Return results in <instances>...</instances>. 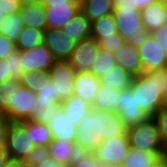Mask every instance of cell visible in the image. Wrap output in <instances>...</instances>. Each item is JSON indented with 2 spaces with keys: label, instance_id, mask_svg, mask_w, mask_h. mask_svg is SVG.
<instances>
[{
  "label": "cell",
  "instance_id": "cell-1",
  "mask_svg": "<svg viewBox=\"0 0 167 167\" xmlns=\"http://www.w3.org/2000/svg\"><path fill=\"white\" fill-rule=\"evenodd\" d=\"M126 133L127 127L116 111L92 108L77 126L75 144L78 151L92 152L103 139Z\"/></svg>",
  "mask_w": 167,
  "mask_h": 167
},
{
  "label": "cell",
  "instance_id": "cell-2",
  "mask_svg": "<svg viewBox=\"0 0 167 167\" xmlns=\"http://www.w3.org/2000/svg\"><path fill=\"white\" fill-rule=\"evenodd\" d=\"M129 89L143 112L154 117L162 109L163 95L167 90V68L133 76Z\"/></svg>",
  "mask_w": 167,
  "mask_h": 167
},
{
  "label": "cell",
  "instance_id": "cell-3",
  "mask_svg": "<svg viewBox=\"0 0 167 167\" xmlns=\"http://www.w3.org/2000/svg\"><path fill=\"white\" fill-rule=\"evenodd\" d=\"M113 17L119 35L132 46L138 47L148 37L140 9L132 0H115Z\"/></svg>",
  "mask_w": 167,
  "mask_h": 167
},
{
  "label": "cell",
  "instance_id": "cell-4",
  "mask_svg": "<svg viewBox=\"0 0 167 167\" xmlns=\"http://www.w3.org/2000/svg\"><path fill=\"white\" fill-rule=\"evenodd\" d=\"M129 144L136 149L148 151H166L153 117L145 122L127 128Z\"/></svg>",
  "mask_w": 167,
  "mask_h": 167
},
{
  "label": "cell",
  "instance_id": "cell-5",
  "mask_svg": "<svg viewBox=\"0 0 167 167\" xmlns=\"http://www.w3.org/2000/svg\"><path fill=\"white\" fill-rule=\"evenodd\" d=\"M54 89V98L61 102L73 94L76 70L68 60H56L48 71Z\"/></svg>",
  "mask_w": 167,
  "mask_h": 167
},
{
  "label": "cell",
  "instance_id": "cell-6",
  "mask_svg": "<svg viewBox=\"0 0 167 167\" xmlns=\"http://www.w3.org/2000/svg\"><path fill=\"white\" fill-rule=\"evenodd\" d=\"M35 147L21 121H11L9 124L6 151L11 160H25L29 151Z\"/></svg>",
  "mask_w": 167,
  "mask_h": 167
},
{
  "label": "cell",
  "instance_id": "cell-7",
  "mask_svg": "<svg viewBox=\"0 0 167 167\" xmlns=\"http://www.w3.org/2000/svg\"><path fill=\"white\" fill-rule=\"evenodd\" d=\"M130 147L126 133L125 135L103 139L92 152L95 158L103 163H123Z\"/></svg>",
  "mask_w": 167,
  "mask_h": 167
},
{
  "label": "cell",
  "instance_id": "cell-8",
  "mask_svg": "<svg viewBox=\"0 0 167 167\" xmlns=\"http://www.w3.org/2000/svg\"><path fill=\"white\" fill-rule=\"evenodd\" d=\"M143 72L167 68V54L156 41L153 34H149L147 39L137 47Z\"/></svg>",
  "mask_w": 167,
  "mask_h": 167
},
{
  "label": "cell",
  "instance_id": "cell-9",
  "mask_svg": "<svg viewBox=\"0 0 167 167\" xmlns=\"http://www.w3.org/2000/svg\"><path fill=\"white\" fill-rule=\"evenodd\" d=\"M36 99L37 95L34 91L20 85L15 91L14 103L4 113V116L11 121L29 119L36 111Z\"/></svg>",
  "mask_w": 167,
  "mask_h": 167
},
{
  "label": "cell",
  "instance_id": "cell-10",
  "mask_svg": "<svg viewBox=\"0 0 167 167\" xmlns=\"http://www.w3.org/2000/svg\"><path fill=\"white\" fill-rule=\"evenodd\" d=\"M99 42L90 37L76 43L68 62L77 71H90L98 54Z\"/></svg>",
  "mask_w": 167,
  "mask_h": 167
},
{
  "label": "cell",
  "instance_id": "cell-11",
  "mask_svg": "<svg viewBox=\"0 0 167 167\" xmlns=\"http://www.w3.org/2000/svg\"><path fill=\"white\" fill-rule=\"evenodd\" d=\"M20 58L24 71H49L56 59L48 47L42 43L32 49L20 51Z\"/></svg>",
  "mask_w": 167,
  "mask_h": 167
},
{
  "label": "cell",
  "instance_id": "cell-12",
  "mask_svg": "<svg viewBox=\"0 0 167 167\" xmlns=\"http://www.w3.org/2000/svg\"><path fill=\"white\" fill-rule=\"evenodd\" d=\"M116 112L119 114L127 128L145 122L149 118V116L143 112L141 107L137 105L135 94H132V91L129 88L120 90Z\"/></svg>",
  "mask_w": 167,
  "mask_h": 167
},
{
  "label": "cell",
  "instance_id": "cell-13",
  "mask_svg": "<svg viewBox=\"0 0 167 167\" xmlns=\"http://www.w3.org/2000/svg\"><path fill=\"white\" fill-rule=\"evenodd\" d=\"M43 43L52 52L56 60H68L77 42L70 39L61 29L47 27L44 30Z\"/></svg>",
  "mask_w": 167,
  "mask_h": 167
},
{
  "label": "cell",
  "instance_id": "cell-14",
  "mask_svg": "<svg viewBox=\"0 0 167 167\" xmlns=\"http://www.w3.org/2000/svg\"><path fill=\"white\" fill-rule=\"evenodd\" d=\"M46 12L47 27L61 29L80 10V2H51V5H44Z\"/></svg>",
  "mask_w": 167,
  "mask_h": 167
},
{
  "label": "cell",
  "instance_id": "cell-15",
  "mask_svg": "<svg viewBox=\"0 0 167 167\" xmlns=\"http://www.w3.org/2000/svg\"><path fill=\"white\" fill-rule=\"evenodd\" d=\"M100 84V77H97L92 72L77 71L74 78L73 94L92 105Z\"/></svg>",
  "mask_w": 167,
  "mask_h": 167
},
{
  "label": "cell",
  "instance_id": "cell-16",
  "mask_svg": "<svg viewBox=\"0 0 167 167\" xmlns=\"http://www.w3.org/2000/svg\"><path fill=\"white\" fill-rule=\"evenodd\" d=\"M114 57L116 65L128 71L132 76L143 72L137 47L126 41L118 51L114 52Z\"/></svg>",
  "mask_w": 167,
  "mask_h": 167
},
{
  "label": "cell",
  "instance_id": "cell-17",
  "mask_svg": "<svg viewBox=\"0 0 167 167\" xmlns=\"http://www.w3.org/2000/svg\"><path fill=\"white\" fill-rule=\"evenodd\" d=\"M52 139L67 140L75 143L77 125L60 109L48 122Z\"/></svg>",
  "mask_w": 167,
  "mask_h": 167
},
{
  "label": "cell",
  "instance_id": "cell-18",
  "mask_svg": "<svg viewBox=\"0 0 167 167\" xmlns=\"http://www.w3.org/2000/svg\"><path fill=\"white\" fill-rule=\"evenodd\" d=\"M20 14L25 27L44 31L47 28L46 12L42 3L22 4Z\"/></svg>",
  "mask_w": 167,
  "mask_h": 167
},
{
  "label": "cell",
  "instance_id": "cell-19",
  "mask_svg": "<svg viewBox=\"0 0 167 167\" xmlns=\"http://www.w3.org/2000/svg\"><path fill=\"white\" fill-rule=\"evenodd\" d=\"M167 151H148L130 147L125 160V167H154Z\"/></svg>",
  "mask_w": 167,
  "mask_h": 167
},
{
  "label": "cell",
  "instance_id": "cell-20",
  "mask_svg": "<svg viewBox=\"0 0 167 167\" xmlns=\"http://www.w3.org/2000/svg\"><path fill=\"white\" fill-rule=\"evenodd\" d=\"M140 15L143 21L145 30L148 33H153L161 26H164V1L156 0L149 6L140 10Z\"/></svg>",
  "mask_w": 167,
  "mask_h": 167
},
{
  "label": "cell",
  "instance_id": "cell-21",
  "mask_svg": "<svg viewBox=\"0 0 167 167\" xmlns=\"http://www.w3.org/2000/svg\"><path fill=\"white\" fill-rule=\"evenodd\" d=\"M60 108L78 126L82 119L91 112L92 105L72 94L68 99L61 101Z\"/></svg>",
  "mask_w": 167,
  "mask_h": 167
},
{
  "label": "cell",
  "instance_id": "cell-22",
  "mask_svg": "<svg viewBox=\"0 0 167 167\" xmlns=\"http://www.w3.org/2000/svg\"><path fill=\"white\" fill-rule=\"evenodd\" d=\"M64 34L75 42L91 37V22L80 11L67 24L61 28Z\"/></svg>",
  "mask_w": 167,
  "mask_h": 167
},
{
  "label": "cell",
  "instance_id": "cell-23",
  "mask_svg": "<svg viewBox=\"0 0 167 167\" xmlns=\"http://www.w3.org/2000/svg\"><path fill=\"white\" fill-rule=\"evenodd\" d=\"M115 0H81L80 10L90 21L112 14Z\"/></svg>",
  "mask_w": 167,
  "mask_h": 167
},
{
  "label": "cell",
  "instance_id": "cell-24",
  "mask_svg": "<svg viewBox=\"0 0 167 167\" xmlns=\"http://www.w3.org/2000/svg\"><path fill=\"white\" fill-rule=\"evenodd\" d=\"M119 96V90L101 83L92 103V108L104 111H117Z\"/></svg>",
  "mask_w": 167,
  "mask_h": 167
},
{
  "label": "cell",
  "instance_id": "cell-25",
  "mask_svg": "<svg viewBox=\"0 0 167 167\" xmlns=\"http://www.w3.org/2000/svg\"><path fill=\"white\" fill-rule=\"evenodd\" d=\"M35 104L36 111L29 119L39 123L48 124L49 120L61 109V102L55 98H37Z\"/></svg>",
  "mask_w": 167,
  "mask_h": 167
},
{
  "label": "cell",
  "instance_id": "cell-26",
  "mask_svg": "<svg viewBox=\"0 0 167 167\" xmlns=\"http://www.w3.org/2000/svg\"><path fill=\"white\" fill-rule=\"evenodd\" d=\"M91 37L98 42L102 38L121 37L118 33L113 13L91 22Z\"/></svg>",
  "mask_w": 167,
  "mask_h": 167
},
{
  "label": "cell",
  "instance_id": "cell-27",
  "mask_svg": "<svg viewBox=\"0 0 167 167\" xmlns=\"http://www.w3.org/2000/svg\"><path fill=\"white\" fill-rule=\"evenodd\" d=\"M48 148L51 158L67 165L70 159L78 152L75 143L61 139H53L49 143Z\"/></svg>",
  "mask_w": 167,
  "mask_h": 167
},
{
  "label": "cell",
  "instance_id": "cell-28",
  "mask_svg": "<svg viewBox=\"0 0 167 167\" xmlns=\"http://www.w3.org/2000/svg\"><path fill=\"white\" fill-rule=\"evenodd\" d=\"M21 122L26 127L27 134L35 146H48L53 140L48 124L35 122L30 119H24Z\"/></svg>",
  "mask_w": 167,
  "mask_h": 167
},
{
  "label": "cell",
  "instance_id": "cell-29",
  "mask_svg": "<svg viewBox=\"0 0 167 167\" xmlns=\"http://www.w3.org/2000/svg\"><path fill=\"white\" fill-rule=\"evenodd\" d=\"M132 77L133 76L128 71L115 65L109 72L100 78V81L102 84L120 91L129 88Z\"/></svg>",
  "mask_w": 167,
  "mask_h": 167
},
{
  "label": "cell",
  "instance_id": "cell-30",
  "mask_svg": "<svg viewBox=\"0 0 167 167\" xmlns=\"http://www.w3.org/2000/svg\"><path fill=\"white\" fill-rule=\"evenodd\" d=\"M24 28L20 11H18L4 17V20L0 23V34L16 43Z\"/></svg>",
  "mask_w": 167,
  "mask_h": 167
},
{
  "label": "cell",
  "instance_id": "cell-31",
  "mask_svg": "<svg viewBox=\"0 0 167 167\" xmlns=\"http://www.w3.org/2000/svg\"><path fill=\"white\" fill-rule=\"evenodd\" d=\"M43 39L44 31L25 27L16 42V48L20 51L32 49L35 46L42 44Z\"/></svg>",
  "mask_w": 167,
  "mask_h": 167
},
{
  "label": "cell",
  "instance_id": "cell-32",
  "mask_svg": "<svg viewBox=\"0 0 167 167\" xmlns=\"http://www.w3.org/2000/svg\"><path fill=\"white\" fill-rule=\"evenodd\" d=\"M116 65L114 53L108 49L99 47L97 59L91 68L92 72L97 77H102L107 72H109Z\"/></svg>",
  "mask_w": 167,
  "mask_h": 167
},
{
  "label": "cell",
  "instance_id": "cell-33",
  "mask_svg": "<svg viewBox=\"0 0 167 167\" xmlns=\"http://www.w3.org/2000/svg\"><path fill=\"white\" fill-rule=\"evenodd\" d=\"M20 80L10 78L0 83V110L5 113L14 103L15 91L20 87Z\"/></svg>",
  "mask_w": 167,
  "mask_h": 167
},
{
  "label": "cell",
  "instance_id": "cell-34",
  "mask_svg": "<svg viewBox=\"0 0 167 167\" xmlns=\"http://www.w3.org/2000/svg\"><path fill=\"white\" fill-rule=\"evenodd\" d=\"M48 71H24L19 78L21 86L27 87L32 91H36V88L44 84L45 80L48 78Z\"/></svg>",
  "mask_w": 167,
  "mask_h": 167
},
{
  "label": "cell",
  "instance_id": "cell-35",
  "mask_svg": "<svg viewBox=\"0 0 167 167\" xmlns=\"http://www.w3.org/2000/svg\"><path fill=\"white\" fill-rule=\"evenodd\" d=\"M70 167H105V163L95 158L93 152L78 151L68 164Z\"/></svg>",
  "mask_w": 167,
  "mask_h": 167
},
{
  "label": "cell",
  "instance_id": "cell-36",
  "mask_svg": "<svg viewBox=\"0 0 167 167\" xmlns=\"http://www.w3.org/2000/svg\"><path fill=\"white\" fill-rule=\"evenodd\" d=\"M5 61H8L9 79H19L21 77V74L23 73L20 50L12 53L8 58L5 59Z\"/></svg>",
  "mask_w": 167,
  "mask_h": 167
},
{
  "label": "cell",
  "instance_id": "cell-37",
  "mask_svg": "<svg viewBox=\"0 0 167 167\" xmlns=\"http://www.w3.org/2000/svg\"><path fill=\"white\" fill-rule=\"evenodd\" d=\"M45 158H50L48 146H35L29 153L25 161L32 163L33 165L41 164V161Z\"/></svg>",
  "mask_w": 167,
  "mask_h": 167
},
{
  "label": "cell",
  "instance_id": "cell-38",
  "mask_svg": "<svg viewBox=\"0 0 167 167\" xmlns=\"http://www.w3.org/2000/svg\"><path fill=\"white\" fill-rule=\"evenodd\" d=\"M153 119L157 123L162 143L167 151V110L162 108Z\"/></svg>",
  "mask_w": 167,
  "mask_h": 167
},
{
  "label": "cell",
  "instance_id": "cell-39",
  "mask_svg": "<svg viewBox=\"0 0 167 167\" xmlns=\"http://www.w3.org/2000/svg\"><path fill=\"white\" fill-rule=\"evenodd\" d=\"M16 51V43L8 39L5 35L0 34V59H6Z\"/></svg>",
  "mask_w": 167,
  "mask_h": 167
},
{
  "label": "cell",
  "instance_id": "cell-40",
  "mask_svg": "<svg viewBox=\"0 0 167 167\" xmlns=\"http://www.w3.org/2000/svg\"><path fill=\"white\" fill-rule=\"evenodd\" d=\"M124 43L125 40L122 37L102 38L99 41L100 47L108 49L113 53L118 51Z\"/></svg>",
  "mask_w": 167,
  "mask_h": 167
},
{
  "label": "cell",
  "instance_id": "cell-41",
  "mask_svg": "<svg viewBox=\"0 0 167 167\" xmlns=\"http://www.w3.org/2000/svg\"><path fill=\"white\" fill-rule=\"evenodd\" d=\"M37 98H54V89L51 83L50 76L45 80L44 84L36 88Z\"/></svg>",
  "mask_w": 167,
  "mask_h": 167
},
{
  "label": "cell",
  "instance_id": "cell-42",
  "mask_svg": "<svg viewBox=\"0 0 167 167\" xmlns=\"http://www.w3.org/2000/svg\"><path fill=\"white\" fill-rule=\"evenodd\" d=\"M19 0H0L1 12L4 16H8L20 10Z\"/></svg>",
  "mask_w": 167,
  "mask_h": 167
},
{
  "label": "cell",
  "instance_id": "cell-43",
  "mask_svg": "<svg viewBox=\"0 0 167 167\" xmlns=\"http://www.w3.org/2000/svg\"><path fill=\"white\" fill-rule=\"evenodd\" d=\"M152 34L156 38L158 44L162 47L163 52L167 54V26H161Z\"/></svg>",
  "mask_w": 167,
  "mask_h": 167
},
{
  "label": "cell",
  "instance_id": "cell-44",
  "mask_svg": "<svg viewBox=\"0 0 167 167\" xmlns=\"http://www.w3.org/2000/svg\"><path fill=\"white\" fill-rule=\"evenodd\" d=\"M10 120L5 116L0 120V147L6 148Z\"/></svg>",
  "mask_w": 167,
  "mask_h": 167
},
{
  "label": "cell",
  "instance_id": "cell-45",
  "mask_svg": "<svg viewBox=\"0 0 167 167\" xmlns=\"http://www.w3.org/2000/svg\"><path fill=\"white\" fill-rule=\"evenodd\" d=\"M36 167H70V166L58 162L50 157V158H45V160L41 161V164H37Z\"/></svg>",
  "mask_w": 167,
  "mask_h": 167
},
{
  "label": "cell",
  "instance_id": "cell-46",
  "mask_svg": "<svg viewBox=\"0 0 167 167\" xmlns=\"http://www.w3.org/2000/svg\"><path fill=\"white\" fill-rule=\"evenodd\" d=\"M7 79H9L8 61L0 59V83Z\"/></svg>",
  "mask_w": 167,
  "mask_h": 167
},
{
  "label": "cell",
  "instance_id": "cell-47",
  "mask_svg": "<svg viewBox=\"0 0 167 167\" xmlns=\"http://www.w3.org/2000/svg\"><path fill=\"white\" fill-rule=\"evenodd\" d=\"M10 160L11 159L8 152L6 151V148L0 147V167H5Z\"/></svg>",
  "mask_w": 167,
  "mask_h": 167
},
{
  "label": "cell",
  "instance_id": "cell-48",
  "mask_svg": "<svg viewBox=\"0 0 167 167\" xmlns=\"http://www.w3.org/2000/svg\"><path fill=\"white\" fill-rule=\"evenodd\" d=\"M132 1L141 10V9L149 6L151 3L155 2L156 0H132Z\"/></svg>",
  "mask_w": 167,
  "mask_h": 167
},
{
  "label": "cell",
  "instance_id": "cell-49",
  "mask_svg": "<svg viewBox=\"0 0 167 167\" xmlns=\"http://www.w3.org/2000/svg\"><path fill=\"white\" fill-rule=\"evenodd\" d=\"M43 5H51V2H80L79 0H39Z\"/></svg>",
  "mask_w": 167,
  "mask_h": 167
},
{
  "label": "cell",
  "instance_id": "cell-50",
  "mask_svg": "<svg viewBox=\"0 0 167 167\" xmlns=\"http://www.w3.org/2000/svg\"><path fill=\"white\" fill-rule=\"evenodd\" d=\"M154 167H167V155L163 156Z\"/></svg>",
  "mask_w": 167,
  "mask_h": 167
},
{
  "label": "cell",
  "instance_id": "cell-51",
  "mask_svg": "<svg viewBox=\"0 0 167 167\" xmlns=\"http://www.w3.org/2000/svg\"><path fill=\"white\" fill-rule=\"evenodd\" d=\"M19 167H36V165H33L25 160H19Z\"/></svg>",
  "mask_w": 167,
  "mask_h": 167
},
{
  "label": "cell",
  "instance_id": "cell-52",
  "mask_svg": "<svg viewBox=\"0 0 167 167\" xmlns=\"http://www.w3.org/2000/svg\"><path fill=\"white\" fill-rule=\"evenodd\" d=\"M105 167H125L124 163H105Z\"/></svg>",
  "mask_w": 167,
  "mask_h": 167
},
{
  "label": "cell",
  "instance_id": "cell-53",
  "mask_svg": "<svg viewBox=\"0 0 167 167\" xmlns=\"http://www.w3.org/2000/svg\"><path fill=\"white\" fill-rule=\"evenodd\" d=\"M5 167H19V160H10Z\"/></svg>",
  "mask_w": 167,
  "mask_h": 167
},
{
  "label": "cell",
  "instance_id": "cell-54",
  "mask_svg": "<svg viewBox=\"0 0 167 167\" xmlns=\"http://www.w3.org/2000/svg\"><path fill=\"white\" fill-rule=\"evenodd\" d=\"M162 108L167 110V90L165 91L163 95Z\"/></svg>",
  "mask_w": 167,
  "mask_h": 167
},
{
  "label": "cell",
  "instance_id": "cell-55",
  "mask_svg": "<svg viewBox=\"0 0 167 167\" xmlns=\"http://www.w3.org/2000/svg\"><path fill=\"white\" fill-rule=\"evenodd\" d=\"M164 26H167V4H164Z\"/></svg>",
  "mask_w": 167,
  "mask_h": 167
},
{
  "label": "cell",
  "instance_id": "cell-56",
  "mask_svg": "<svg viewBox=\"0 0 167 167\" xmlns=\"http://www.w3.org/2000/svg\"><path fill=\"white\" fill-rule=\"evenodd\" d=\"M39 0H19L20 4H28V3H34L38 2Z\"/></svg>",
  "mask_w": 167,
  "mask_h": 167
},
{
  "label": "cell",
  "instance_id": "cell-57",
  "mask_svg": "<svg viewBox=\"0 0 167 167\" xmlns=\"http://www.w3.org/2000/svg\"><path fill=\"white\" fill-rule=\"evenodd\" d=\"M4 14L1 12V7H0V23L4 20Z\"/></svg>",
  "mask_w": 167,
  "mask_h": 167
},
{
  "label": "cell",
  "instance_id": "cell-58",
  "mask_svg": "<svg viewBox=\"0 0 167 167\" xmlns=\"http://www.w3.org/2000/svg\"><path fill=\"white\" fill-rule=\"evenodd\" d=\"M4 117V113L0 110V120Z\"/></svg>",
  "mask_w": 167,
  "mask_h": 167
}]
</instances>
